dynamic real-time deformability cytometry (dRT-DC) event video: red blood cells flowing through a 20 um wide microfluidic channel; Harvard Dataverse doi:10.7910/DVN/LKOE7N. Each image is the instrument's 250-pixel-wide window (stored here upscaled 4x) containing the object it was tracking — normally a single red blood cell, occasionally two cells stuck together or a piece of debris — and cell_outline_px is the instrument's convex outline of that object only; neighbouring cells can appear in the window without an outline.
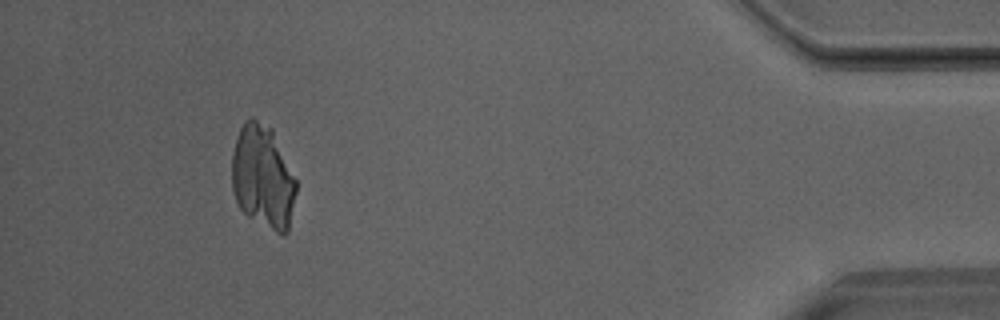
{"species": "Egyptian fruit bat (a non-hibernating species)", "species_latin": "Rousettus aegyptiacus", "temperature_condition": "room temperature", "stored_images_in_passage": 44, "camera_frame_rate_fps": 3000, "um_per_image_px": 0.085, "animal": {"sex": "male"}, "frame": {"image": 1, "passage_image": 41, "time_ms": 13.333, "image_size_px": [1000, 320], "cell_outline_px": [[296, 192], [288, 232], [284, 236], [280, 236], [248, 216], [240, 208], [236, 200], [232, 188], [232, 152], [240, 128], [244, 120], [252, 116], [272, 128], [296, 180]], "centroid_in_image_um": [22.34, 15.05], "position_along_channel_um": 412.9, "area_um2": 39.02}}